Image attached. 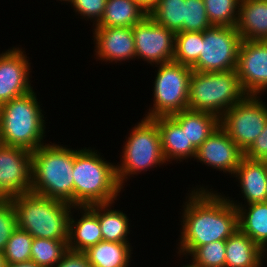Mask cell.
<instances>
[{"label":"cell","instance_id":"23","mask_svg":"<svg viewBox=\"0 0 267 267\" xmlns=\"http://www.w3.org/2000/svg\"><path fill=\"white\" fill-rule=\"evenodd\" d=\"M170 116L185 130L188 142L196 148L219 127V117L209 112L187 109Z\"/></svg>","mask_w":267,"mask_h":267},{"label":"cell","instance_id":"34","mask_svg":"<svg viewBox=\"0 0 267 267\" xmlns=\"http://www.w3.org/2000/svg\"><path fill=\"white\" fill-rule=\"evenodd\" d=\"M18 227L17 213L11 199H0V251L3 252L11 234Z\"/></svg>","mask_w":267,"mask_h":267},{"label":"cell","instance_id":"9","mask_svg":"<svg viewBox=\"0 0 267 267\" xmlns=\"http://www.w3.org/2000/svg\"><path fill=\"white\" fill-rule=\"evenodd\" d=\"M260 95H246L220 118L219 126L245 152L264 130L267 104Z\"/></svg>","mask_w":267,"mask_h":267},{"label":"cell","instance_id":"3","mask_svg":"<svg viewBox=\"0 0 267 267\" xmlns=\"http://www.w3.org/2000/svg\"><path fill=\"white\" fill-rule=\"evenodd\" d=\"M74 149L46 143L32 151L31 192L74 206Z\"/></svg>","mask_w":267,"mask_h":267},{"label":"cell","instance_id":"28","mask_svg":"<svg viewBox=\"0 0 267 267\" xmlns=\"http://www.w3.org/2000/svg\"><path fill=\"white\" fill-rule=\"evenodd\" d=\"M68 251L66 241L33 238L31 260L40 267H54Z\"/></svg>","mask_w":267,"mask_h":267},{"label":"cell","instance_id":"25","mask_svg":"<svg viewBox=\"0 0 267 267\" xmlns=\"http://www.w3.org/2000/svg\"><path fill=\"white\" fill-rule=\"evenodd\" d=\"M115 202L108 204H93L88 207L97 215L104 241L129 242L130 223L128 216L120 210L111 207Z\"/></svg>","mask_w":267,"mask_h":267},{"label":"cell","instance_id":"33","mask_svg":"<svg viewBox=\"0 0 267 267\" xmlns=\"http://www.w3.org/2000/svg\"><path fill=\"white\" fill-rule=\"evenodd\" d=\"M212 27L203 0H185L183 32H203Z\"/></svg>","mask_w":267,"mask_h":267},{"label":"cell","instance_id":"41","mask_svg":"<svg viewBox=\"0 0 267 267\" xmlns=\"http://www.w3.org/2000/svg\"><path fill=\"white\" fill-rule=\"evenodd\" d=\"M59 1H61V2H62V1L64 2V1H65V3H66V1H67L68 4H69V2H70L71 0H59Z\"/></svg>","mask_w":267,"mask_h":267},{"label":"cell","instance_id":"7","mask_svg":"<svg viewBox=\"0 0 267 267\" xmlns=\"http://www.w3.org/2000/svg\"><path fill=\"white\" fill-rule=\"evenodd\" d=\"M129 134L124 142L122 161L116 164L117 179L122 188L131 175H138L157 165L160 167L166 164L161 150L159 130L152 119L143 118Z\"/></svg>","mask_w":267,"mask_h":267},{"label":"cell","instance_id":"14","mask_svg":"<svg viewBox=\"0 0 267 267\" xmlns=\"http://www.w3.org/2000/svg\"><path fill=\"white\" fill-rule=\"evenodd\" d=\"M24 52L13 47L0 54V105L34 90L29 78L31 63Z\"/></svg>","mask_w":267,"mask_h":267},{"label":"cell","instance_id":"11","mask_svg":"<svg viewBox=\"0 0 267 267\" xmlns=\"http://www.w3.org/2000/svg\"><path fill=\"white\" fill-rule=\"evenodd\" d=\"M32 152L0 144V197L10 199L31 192Z\"/></svg>","mask_w":267,"mask_h":267},{"label":"cell","instance_id":"36","mask_svg":"<svg viewBox=\"0 0 267 267\" xmlns=\"http://www.w3.org/2000/svg\"><path fill=\"white\" fill-rule=\"evenodd\" d=\"M244 156L253 160L267 161V122L264 130L251 144V146L244 152Z\"/></svg>","mask_w":267,"mask_h":267},{"label":"cell","instance_id":"16","mask_svg":"<svg viewBox=\"0 0 267 267\" xmlns=\"http://www.w3.org/2000/svg\"><path fill=\"white\" fill-rule=\"evenodd\" d=\"M93 30L97 60L117 64L136 58L133 28L95 26Z\"/></svg>","mask_w":267,"mask_h":267},{"label":"cell","instance_id":"32","mask_svg":"<svg viewBox=\"0 0 267 267\" xmlns=\"http://www.w3.org/2000/svg\"><path fill=\"white\" fill-rule=\"evenodd\" d=\"M33 237L17 227L11 234L3 251L7 263H24L31 260Z\"/></svg>","mask_w":267,"mask_h":267},{"label":"cell","instance_id":"38","mask_svg":"<svg viewBox=\"0 0 267 267\" xmlns=\"http://www.w3.org/2000/svg\"><path fill=\"white\" fill-rule=\"evenodd\" d=\"M148 13L158 3L159 0H136Z\"/></svg>","mask_w":267,"mask_h":267},{"label":"cell","instance_id":"29","mask_svg":"<svg viewBox=\"0 0 267 267\" xmlns=\"http://www.w3.org/2000/svg\"><path fill=\"white\" fill-rule=\"evenodd\" d=\"M203 32H177L173 61L193 67L200 57Z\"/></svg>","mask_w":267,"mask_h":267},{"label":"cell","instance_id":"10","mask_svg":"<svg viewBox=\"0 0 267 267\" xmlns=\"http://www.w3.org/2000/svg\"><path fill=\"white\" fill-rule=\"evenodd\" d=\"M242 42L235 26H212L203 31L200 57L192 67L198 72L236 70Z\"/></svg>","mask_w":267,"mask_h":267},{"label":"cell","instance_id":"40","mask_svg":"<svg viewBox=\"0 0 267 267\" xmlns=\"http://www.w3.org/2000/svg\"><path fill=\"white\" fill-rule=\"evenodd\" d=\"M7 264L4 253L0 251V267H5Z\"/></svg>","mask_w":267,"mask_h":267},{"label":"cell","instance_id":"5","mask_svg":"<svg viewBox=\"0 0 267 267\" xmlns=\"http://www.w3.org/2000/svg\"><path fill=\"white\" fill-rule=\"evenodd\" d=\"M34 90L0 105V144L31 152L44 143L45 120Z\"/></svg>","mask_w":267,"mask_h":267},{"label":"cell","instance_id":"1","mask_svg":"<svg viewBox=\"0 0 267 267\" xmlns=\"http://www.w3.org/2000/svg\"><path fill=\"white\" fill-rule=\"evenodd\" d=\"M197 187L191 189L183 205L182 230L177 244L181 258L189 256L199 246L227 240L238 230L237 208L228 198L207 186Z\"/></svg>","mask_w":267,"mask_h":267},{"label":"cell","instance_id":"18","mask_svg":"<svg viewBox=\"0 0 267 267\" xmlns=\"http://www.w3.org/2000/svg\"><path fill=\"white\" fill-rule=\"evenodd\" d=\"M232 177L238 179L245 204L267 202V161L243 157Z\"/></svg>","mask_w":267,"mask_h":267},{"label":"cell","instance_id":"19","mask_svg":"<svg viewBox=\"0 0 267 267\" xmlns=\"http://www.w3.org/2000/svg\"><path fill=\"white\" fill-rule=\"evenodd\" d=\"M74 209L78 210V214H82L80 219H75L72 216L75 210L71 212L68 250L85 252L88 248L103 240L100 223L97 215L88 206H74Z\"/></svg>","mask_w":267,"mask_h":267},{"label":"cell","instance_id":"21","mask_svg":"<svg viewBox=\"0 0 267 267\" xmlns=\"http://www.w3.org/2000/svg\"><path fill=\"white\" fill-rule=\"evenodd\" d=\"M227 198L237 208L238 229L267 253V202L244 205Z\"/></svg>","mask_w":267,"mask_h":267},{"label":"cell","instance_id":"37","mask_svg":"<svg viewBox=\"0 0 267 267\" xmlns=\"http://www.w3.org/2000/svg\"><path fill=\"white\" fill-rule=\"evenodd\" d=\"M54 267H91L84 252L68 250Z\"/></svg>","mask_w":267,"mask_h":267},{"label":"cell","instance_id":"27","mask_svg":"<svg viewBox=\"0 0 267 267\" xmlns=\"http://www.w3.org/2000/svg\"><path fill=\"white\" fill-rule=\"evenodd\" d=\"M185 0H159L148 15L173 32H183Z\"/></svg>","mask_w":267,"mask_h":267},{"label":"cell","instance_id":"4","mask_svg":"<svg viewBox=\"0 0 267 267\" xmlns=\"http://www.w3.org/2000/svg\"><path fill=\"white\" fill-rule=\"evenodd\" d=\"M16 209L18 227L33 238L66 241L74 206L58 199L27 192L10 198Z\"/></svg>","mask_w":267,"mask_h":267},{"label":"cell","instance_id":"20","mask_svg":"<svg viewBox=\"0 0 267 267\" xmlns=\"http://www.w3.org/2000/svg\"><path fill=\"white\" fill-rule=\"evenodd\" d=\"M235 27L242 40L267 41V0H240Z\"/></svg>","mask_w":267,"mask_h":267},{"label":"cell","instance_id":"17","mask_svg":"<svg viewBox=\"0 0 267 267\" xmlns=\"http://www.w3.org/2000/svg\"><path fill=\"white\" fill-rule=\"evenodd\" d=\"M152 120L159 130L161 150L166 164L173 160H195L197 148L188 142L185 130L171 116H157Z\"/></svg>","mask_w":267,"mask_h":267},{"label":"cell","instance_id":"2","mask_svg":"<svg viewBox=\"0 0 267 267\" xmlns=\"http://www.w3.org/2000/svg\"><path fill=\"white\" fill-rule=\"evenodd\" d=\"M97 152L86 147L74 150V206L115 202L123 189L117 179L116 164Z\"/></svg>","mask_w":267,"mask_h":267},{"label":"cell","instance_id":"6","mask_svg":"<svg viewBox=\"0 0 267 267\" xmlns=\"http://www.w3.org/2000/svg\"><path fill=\"white\" fill-rule=\"evenodd\" d=\"M246 95L236 70L193 71L189 80L188 110L209 112L220 118Z\"/></svg>","mask_w":267,"mask_h":267},{"label":"cell","instance_id":"8","mask_svg":"<svg viewBox=\"0 0 267 267\" xmlns=\"http://www.w3.org/2000/svg\"><path fill=\"white\" fill-rule=\"evenodd\" d=\"M153 107L145 114L146 119L170 116L188 109L189 80L193 69L175 61L155 65Z\"/></svg>","mask_w":267,"mask_h":267},{"label":"cell","instance_id":"30","mask_svg":"<svg viewBox=\"0 0 267 267\" xmlns=\"http://www.w3.org/2000/svg\"><path fill=\"white\" fill-rule=\"evenodd\" d=\"M212 26H236L240 0H203Z\"/></svg>","mask_w":267,"mask_h":267},{"label":"cell","instance_id":"35","mask_svg":"<svg viewBox=\"0 0 267 267\" xmlns=\"http://www.w3.org/2000/svg\"><path fill=\"white\" fill-rule=\"evenodd\" d=\"M107 0H71L69 3L77 14L89 21L93 20V27L96 26L105 12ZM95 24V25H94Z\"/></svg>","mask_w":267,"mask_h":267},{"label":"cell","instance_id":"26","mask_svg":"<svg viewBox=\"0 0 267 267\" xmlns=\"http://www.w3.org/2000/svg\"><path fill=\"white\" fill-rule=\"evenodd\" d=\"M132 248L129 242L102 240L84 253L92 267H129Z\"/></svg>","mask_w":267,"mask_h":267},{"label":"cell","instance_id":"39","mask_svg":"<svg viewBox=\"0 0 267 267\" xmlns=\"http://www.w3.org/2000/svg\"><path fill=\"white\" fill-rule=\"evenodd\" d=\"M5 267H40L35 262L7 263Z\"/></svg>","mask_w":267,"mask_h":267},{"label":"cell","instance_id":"15","mask_svg":"<svg viewBox=\"0 0 267 267\" xmlns=\"http://www.w3.org/2000/svg\"><path fill=\"white\" fill-rule=\"evenodd\" d=\"M244 152L219 126L198 148L195 159L218 171L234 175Z\"/></svg>","mask_w":267,"mask_h":267},{"label":"cell","instance_id":"12","mask_svg":"<svg viewBox=\"0 0 267 267\" xmlns=\"http://www.w3.org/2000/svg\"><path fill=\"white\" fill-rule=\"evenodd\" d=\"M176 33L159 25L149 15L133 27L136 59L158 65L173 61Z\"/></svg>","mask_w":267,"mask_h":267},{"label":"cell","instance_id":"13","mask_svg":"<svg viewBox=\"0 0 267 267\" xmlns=\"http://www.w3.org/2000/svg\"><path fill=\"white\" fill-rule=\"evenodd\" d=\"M236 73L247 95H260L267 90V41L242 40Z\"/></svg>","mask_w":267,"mask_h":267},{"label":"cell","instance_id":"22","mask_svg":"<svg viewBox=\"0 0 267 267\" xmlns=\"http://www.w3.org/2000/svg\"><path fill=\"white\" fill-rule=\"evenodd\" d=\"M265 255L267 254L239 229L226 240L225 267H262Z\"/></svg>","mask_w":267,"mask_h":267},{"label":"cell","instance_id":"31","mask_svg":"<svg viewBox=\"0 0 267 267\" xmlns=\"http://www.w3.org/2000/svg\"><path fill=\"white\" fill-rule=\"evenodd\" d=\"M226 240L210 242L197 247L189 256L190 267H225Z\"/></svg>","mask_w":267,"mask_h":267},{"label":"cell","instance_id":"24","mask_svg":"<svg viewBox=\"0 0 267 267\" xmlns=\"http://www.w3.org/2000/svg\"><path fill=\"white\" fill-rule=\"evenodd\" d=\"M148 16L136 0H107L105 12L96 26L133 28Z\"/></svg>","mask_w":267,"mask_h":267}]
</instances>
